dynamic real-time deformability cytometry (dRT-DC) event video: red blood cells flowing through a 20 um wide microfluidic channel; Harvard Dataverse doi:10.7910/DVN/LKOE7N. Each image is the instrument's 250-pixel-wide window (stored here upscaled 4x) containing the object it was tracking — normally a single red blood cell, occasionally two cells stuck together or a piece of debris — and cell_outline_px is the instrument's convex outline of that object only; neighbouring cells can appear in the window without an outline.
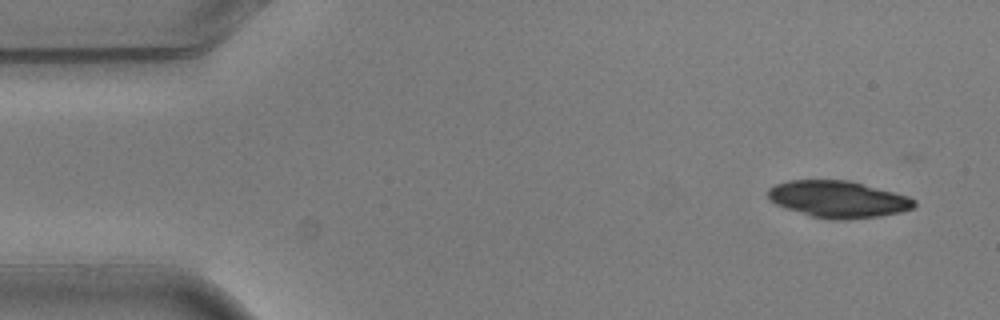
{"species": "common noctule bat (a hibernating species)", "species_latin": "Nyctalus noctula", "temperature_condition": "warm", "stored_images_in_passage": 4, "camera_frame_rate_fps": 3000, "um_per_image_px": 0.085, "animal": {"sex": "male", "body_mass_g": 20.5, "forearm_length_mm": 52.5}, "frame": {"image": 1, "passage_image": 1, "time_ms": 0.0, "image_size_px": [1000, 320], "cell_outline_px": [[916, 204], [912, 208], [900, 212], [880, 216], [844, 220], [832, 220], [812, 216], [784, 208], [768, 200], [768, 188], [776, 184], [788, 180], [848, 180], [908, 196], [916, 200]], "centroid_in_image_um": [71.21, 16.94], "position_along_channel_um": 13.8, "area_um2": 31.33}}